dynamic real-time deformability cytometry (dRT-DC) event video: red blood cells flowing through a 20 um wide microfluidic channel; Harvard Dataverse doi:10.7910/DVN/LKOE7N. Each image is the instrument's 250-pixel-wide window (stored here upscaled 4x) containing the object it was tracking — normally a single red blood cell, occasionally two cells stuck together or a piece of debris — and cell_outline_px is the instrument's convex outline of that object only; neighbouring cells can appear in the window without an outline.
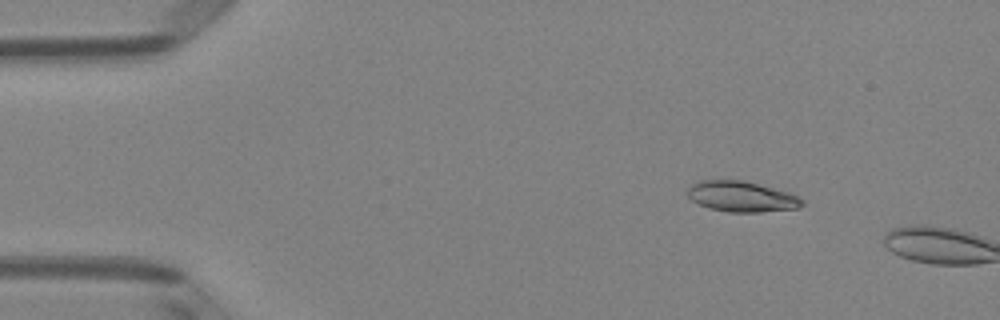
{"species": "Egyptian fruit bat (a non-hibernating species)", "species_latin": "Rousettus aegyptiacus", "temperature_condition": "room temperature", "stored_images_in_passage": 9, "camera_frame_rate_fps": 3000, "um_per_image_px": 0.085, "animal": {"sex": "female"}, "frame": {"image": 1, "passage_image": 7, "time_ms": 2.0, "image_size_px": [1000, 320], "cell_outline_px": [[804, 204], [800, 208], [760, 212], [728, 212], [708, 208], [692, 200], [688, 196], [688, 188], [692, 184], [700, 180], [744, 180], [788, 192], [804, 200]], "centroid_in_image_um": [63.04, 16.71], "position_along_channel_um": 22.0, "area_um2": 20.4}}